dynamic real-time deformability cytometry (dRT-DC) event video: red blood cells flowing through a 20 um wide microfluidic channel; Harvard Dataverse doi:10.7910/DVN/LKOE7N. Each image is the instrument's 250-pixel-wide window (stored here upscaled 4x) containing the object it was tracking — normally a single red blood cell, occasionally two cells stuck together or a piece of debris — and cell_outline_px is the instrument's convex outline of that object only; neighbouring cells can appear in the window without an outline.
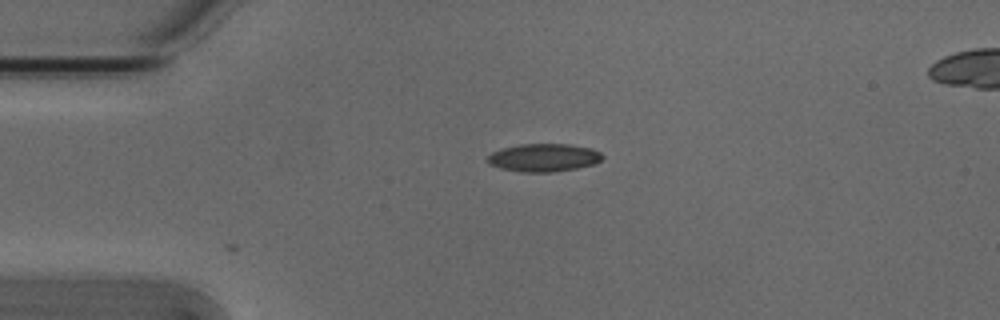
{"species": "Egyptian fruit bat (a non-hibernating species)", "species_latin": "Rousettus aegyptiacus", "temperature_condition": "cold", "stored_images_in_passage": 1, "camera_frame_rate_fps": 3000, "um_per_image_px": 0.085, "animal": {"sex": "male"}, "frame": {"image": 1, "passage_image": 1, "time_ms": 0.0, "image_size_px": [1000, 320], "cell_outline_px": [[604, 156], [596, 164], [556, 172], [520, 172], [500, 168], [488, 164], [484, 160], [492, 152], [504, 148], [520, 144], [568, 144], [592, 148], [600, 152]], "centroid_in_image_um": [46.21, 13.4], "position_along_channel_um": 38.8, "area_um2": 18.9}}